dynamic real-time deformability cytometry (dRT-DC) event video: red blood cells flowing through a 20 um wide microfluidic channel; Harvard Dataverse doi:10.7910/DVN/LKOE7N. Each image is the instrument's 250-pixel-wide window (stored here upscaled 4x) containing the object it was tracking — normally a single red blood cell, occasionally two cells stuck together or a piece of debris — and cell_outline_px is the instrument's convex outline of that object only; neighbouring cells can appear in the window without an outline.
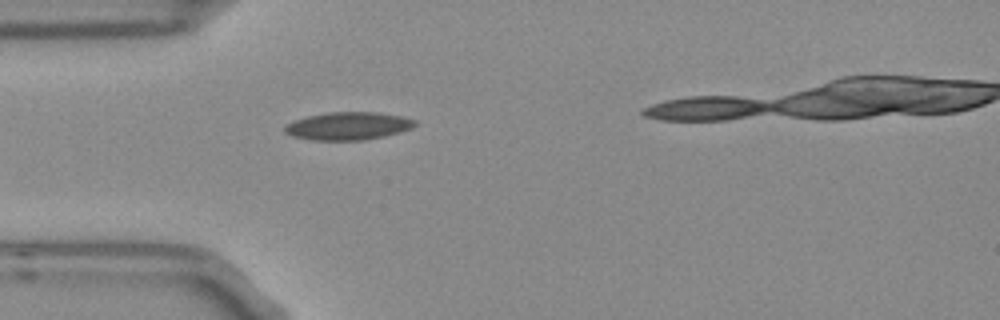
{"species": "Egyptian fruit bat (a non-hibernating species)", "species_latin": "Rousettus aegyptiacus", "temperature_condition": "room temperature", "stored_images_in_passage": 4, "camera_frame_rate_fps": 3000, "um_per_image_px": 0.085, "frame": {"image": 1, "passage_image": 4, "time_ms": 1.0, "image_size_px": [1000, 320], "cell_outline_px": [[416, 124], [412, 128], [400, 132], [384, 136], [364, 140], [312, 140], [292, 136], [284, 132], [284, 128], [288, 124], [296, 120], [308, 116], [328, 112], [380, 112], [400, 116], [416, 120]], "centroid_in_image_um": [29.61, 10.71], "position_along_channel_um": 55.4, "area_um2": 21.04}}